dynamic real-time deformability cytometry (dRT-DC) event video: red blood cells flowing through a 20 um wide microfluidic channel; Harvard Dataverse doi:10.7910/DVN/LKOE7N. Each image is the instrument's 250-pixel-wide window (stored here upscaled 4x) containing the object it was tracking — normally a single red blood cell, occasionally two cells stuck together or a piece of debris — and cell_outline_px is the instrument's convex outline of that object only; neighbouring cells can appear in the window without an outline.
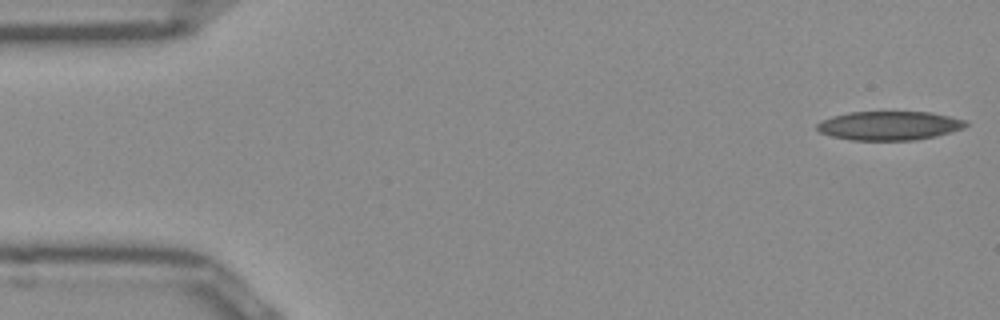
{"species": "Egyptian fruit bat (a non-hibernating species)", "species_latin": "Rousettus aegyptiacus", "temperature_condition": "room temperature", "stored_images_in_passage": 50, "camera_frame_rate_fps": 3000, "um_per_image_px": 0.085, "frame": {"image": 1, "passage_image": 1, "time_ms": 0.0, "image_size_px": [1000, 320], "cell_outline_px": [[968, 124], [964, 128], [936, 136], [912, 140], [852, 140], [832, 136], [820, 132], [816, 128], [816, 124], [820, 120], [832, 116], [848, 112], [932, 112], [968, 120]], "centroid_in_image_um": [75.6, 10.67], "position_along_channel_um": 9.4, "area_um2": 25.2}}
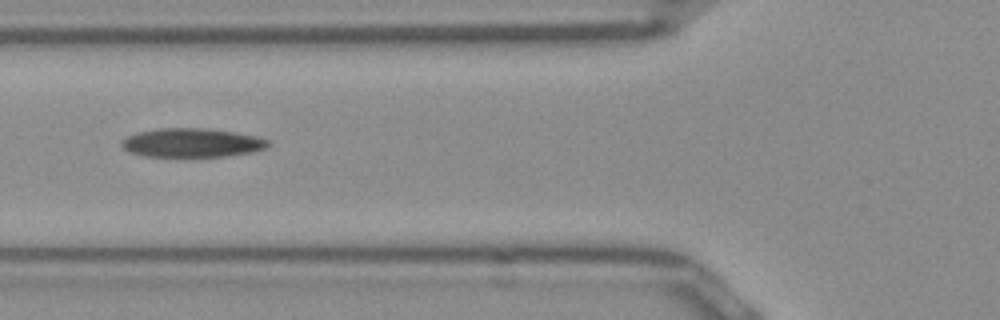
{"frame": {"image": 2, "passage_image": 18, "time_ms": 5.667, "image_size_px": [1000, 320], "cell_outline_px": [[272, 144], [264, 148], [252, 152], [224, 156], [144, 156], [132, 152], [124, 148], [120, 144], [120, 140], [136, 132], [156, 128], [208, 128], [236, 132], [256, 136], [268, 140]], "centroid_in_image_um": [16.31, 12.12], "position_along_channel_um": 109.5, "area_um2": 24.68}}
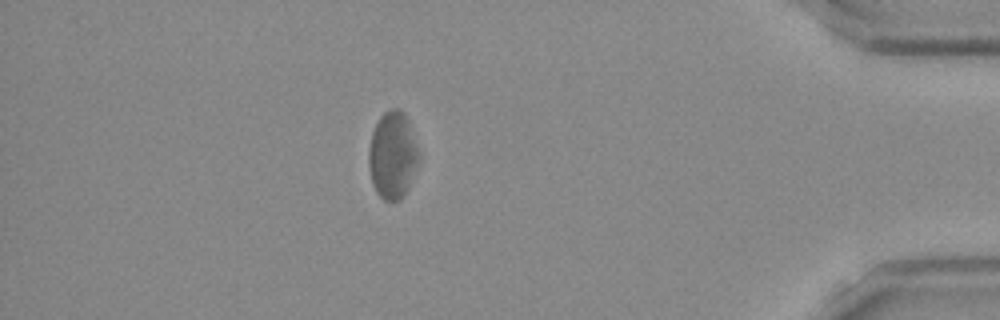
{"frame": {"image": 3, "passage_image": 44, "time_ms": 14.333, "image_size_px": [1000, 320], "cell_outline_px": [[420, 156], [408, 188], [400, 200], [384, 200], [376, 192], [372, 184], [368, 164], [368, 148], [372, 132], [380, 116], [388, 108], [400, 108], [404, 112], [408, 120], [420, 152]], "centroid_in_image_um": [33.36, 13.16], "position_along_channel_um": 401.8, "area_um2": 25.66}, "authors_computed_cell_mechanics": {"area_um2": 25.5187, "velocity_mm_per_s": 3.9064, "shape_relaxation_time_tau1_ms": null, "shape_relaxation_time_tau2_ms": 8.3857, "deformation_change_tau1": null, "deformation_change_tau2": 0.1825}}